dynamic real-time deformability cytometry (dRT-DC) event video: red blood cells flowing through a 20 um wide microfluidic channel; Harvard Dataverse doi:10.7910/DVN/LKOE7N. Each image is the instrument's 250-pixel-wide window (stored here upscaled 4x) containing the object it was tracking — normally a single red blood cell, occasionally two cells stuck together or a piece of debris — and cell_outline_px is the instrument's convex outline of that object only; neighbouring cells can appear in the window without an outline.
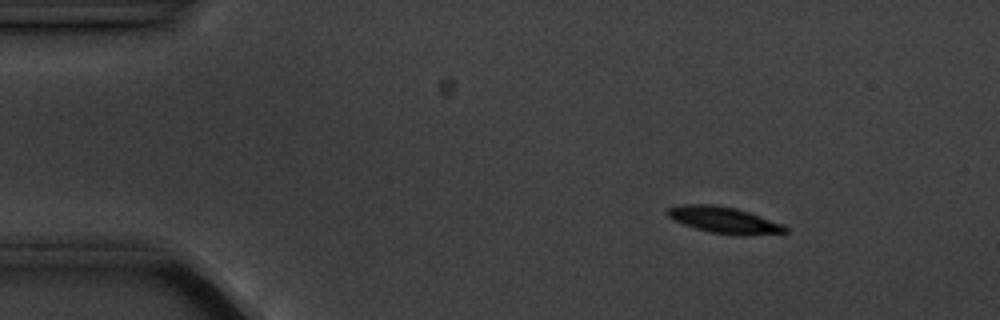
{"species": "common noctule bat (a hibernating species)", "species_latin": "Nyctalus noctula", "temperature_condition": "cold", "stored_images_in_passage": 5, "camera_frame_rate_fps": 3000, "um_per_image_px": 0.085, "animal": {"sex": "male", "body_mass_g": 20.1, "forearm_length_mm": 53.5}, "frame": {"image": 1, "passage_image": 1, "time_ms": 0.0, "image_size_px": [1000, 320], "cell_outline_px": [[788, 232], [744, 236], [736, 236], [712, 232], [696, 228], [684, 224], [668, 216], [668, 208], [684, 204], [712, 204], [736, 208], [784, 224], [788, 228]], "centroid_in_image_um": [61.61, 18.71], "position_along_channel_um": 23.4, "area_um2": 17.98}}
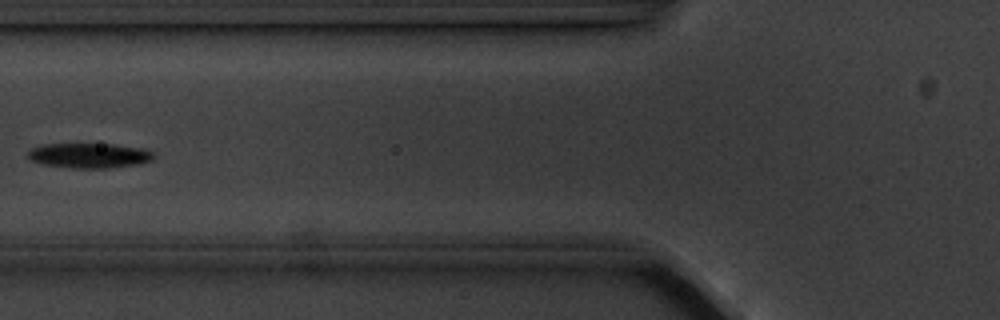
{"frame": {"image": 2, "passage_image": 5, "time_ms": 4.667, "image_size_px": [1000, 320], "cell_outline_px": [[156, 156], [152, 160], [140, 164], [108, 168], [72, 168], [44, 164], [32, 160], [28, 156], [28, 152], [32, 148], [40, 144], [116, 144], [144, 148], [152, 152]], "centroid_in_image_um": [7.64, 13.21], "position_along_channel_um": 118.2, "area_um2": 18.38}}